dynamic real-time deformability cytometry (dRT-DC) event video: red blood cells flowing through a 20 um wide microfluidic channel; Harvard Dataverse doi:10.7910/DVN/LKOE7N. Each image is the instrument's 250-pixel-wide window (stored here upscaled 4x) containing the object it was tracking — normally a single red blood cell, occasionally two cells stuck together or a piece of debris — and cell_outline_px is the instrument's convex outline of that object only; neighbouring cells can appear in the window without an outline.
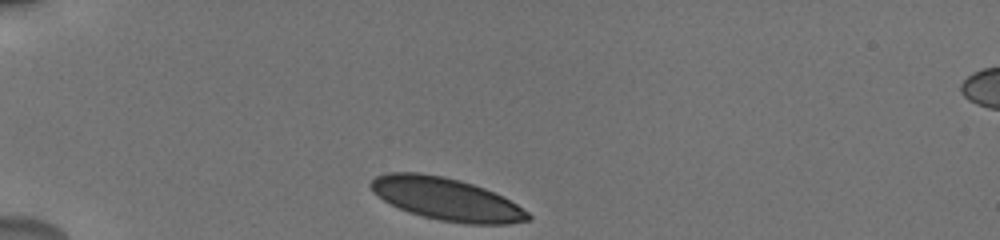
{"species": "human", "species_latin": "Homo sapiens", "temperature_condition": "cold", "stored_images_in_passage": 29, "camera_frame_rate_fps": 3000, "um_per_image_px": 0.085, "donor": {"sex": "male"}, "frame": {"image": 1, "passage_image": 1, "time_ms": 0.0, "image_size_px": [1000, 240], "cell_outline_px": [[532, 220], [508, 224], [464, 224], [440, 220], [408, 212], [384, 200], [372, 192], [368, 184], [376, 176], [388, 172], [420, 172], [444, 176], [460, 180], [484, 188], [516, 204], [528, 212], [532, 216]], "centroid_in_image_um": [37.93, 16.92], "position_along_channel_um": 47.1, "area_um2": 38.84}}
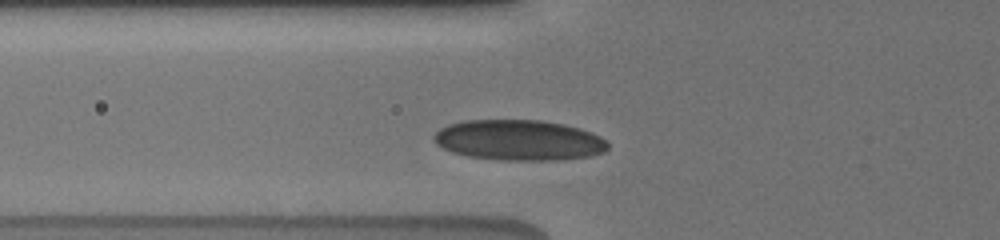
{"frame": {"image": 2, "passage_image": 12, "time_ms": 2.0, "image_size_px": [1000, 240], "cell_outline_px": [[608, 148], [604, 152], [592, 156], [556, 160], [504, 160], [468, 156], [452, 152], [436, 144], [432, 136], [440, 128], [448, 124], [464, 120], [540, 120], [564, 124], [580, 128], [592, 132], [600, 136], [608, 144]], "centroid_in_image_um": [44.11, 11.91], "position_along_channel_um": 81.7, "area_um2": 41.21}}
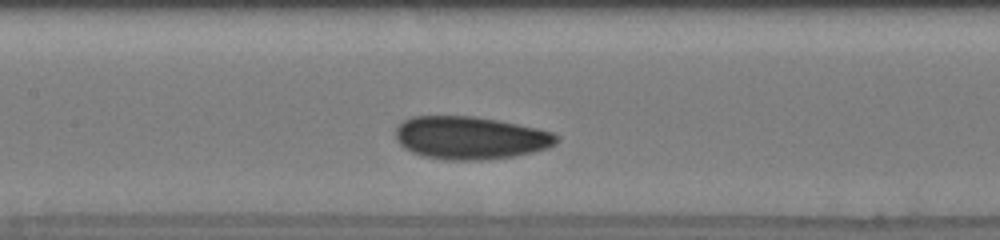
{"frame": {"image": 3, "passage_image": 25, "time_ms": 4.333, "image_size_px": [1000, 240], "cell_outline_px": [[556, 144], [548, 148], [516, 156], [480, 160], [444, 160], [424, 156], [412, 152], [404, 148], [396, 140], [396, 128], [404, 120], [412, 116], [476, 116], [536, 128], [552, 132], [556, 136]], "centroid_in_image_um": [39.94, 11.72], "position_along_channel_um": 167.5, "area_um2": 40.06}}